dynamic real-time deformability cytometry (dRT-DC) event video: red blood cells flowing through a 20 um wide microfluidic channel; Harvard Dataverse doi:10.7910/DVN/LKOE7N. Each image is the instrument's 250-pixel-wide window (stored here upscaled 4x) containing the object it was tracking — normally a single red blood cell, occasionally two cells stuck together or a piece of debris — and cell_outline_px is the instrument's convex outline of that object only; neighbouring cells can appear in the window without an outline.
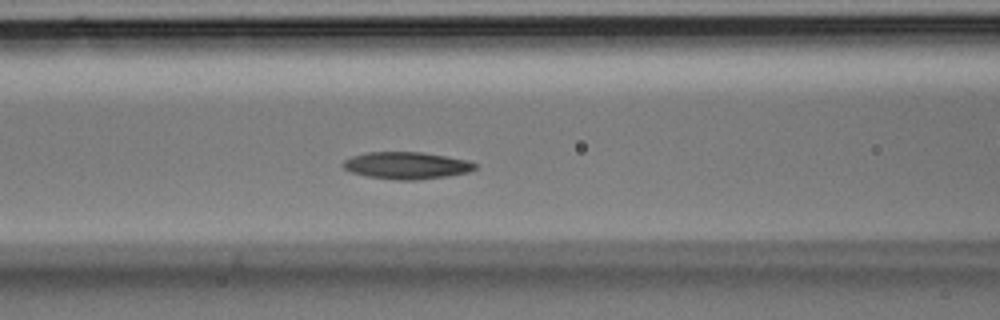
{"species": "Egyptian fruit bat (a non-hibernating species)", "species_latin": "Rousettus aegyptiacus", "temperature_condition": "room temperature", "stored_images_in_passage": 39, "camera_frame_rate_fps": 3000, "um_per_image_px": 0.085, "animal": {"sex": "male"}, "frame": {"image": 1, "passage_image": 16, "time_ms": 5.0, "image_size_px": [1000, 320], "cell_outline_px": [[476, 168], [468, 172], [448, 176], [416, 180], [396, 180], [368, 176], [352, 172], [344, 168], [344, 160], [352, 156], [364, 152], [424, 152], [468, 160], [476, 164]], "centroid_in_image_um": [34.58, 14.06], "position_along_channel_um": 132.0, "area_um2": 20.75}}
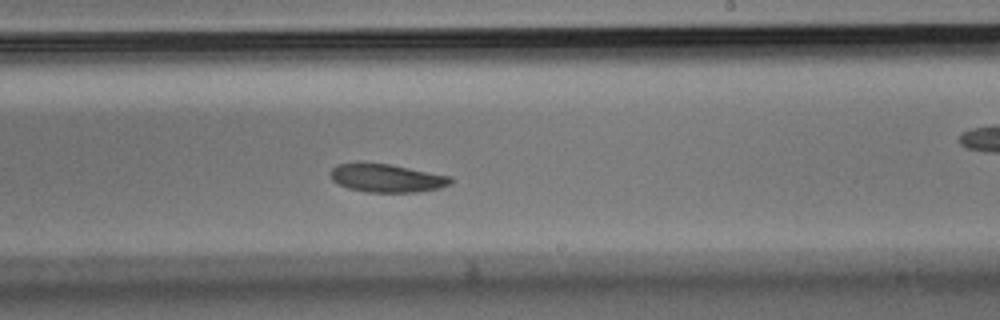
{"frame": {"image": 2, "passage_image": 23, "time_ms": 7.333, "image_size_px": [1000, 320], "cell_outline_px": [[452, 184], [440, 188], [416, 192], [368, 192], [348, 188], [332, 180], [332, 168], [336, 164], [356, 160], [388, 164], [452, 176]], "centroid_in_image_um": [32.85, 15.11], "position_along_channel_um": 256.1, "area_um2": 20.11}}
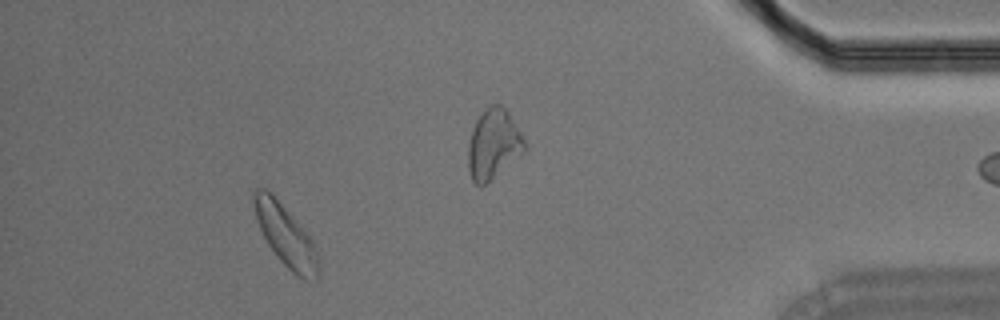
{"frame": {"image": 3, "passage_image": 35, "time_ms": 11.333, "image_size_px": [1000, 320], "cell_outline_px": [[320, 272], [316, 280], [304, 280], [296, 276], [276, 256], [268, 244], [260, 228], [256, 216], [252, 200], [252, 192], [256, 188], [264, 188], [272, 192], [312, 240], [316, 248], [320, 264]], "centroid_in_image_um": [24.29, 20.04], "position_along_channel_um": 410.9, "area_um2": 23.06}}